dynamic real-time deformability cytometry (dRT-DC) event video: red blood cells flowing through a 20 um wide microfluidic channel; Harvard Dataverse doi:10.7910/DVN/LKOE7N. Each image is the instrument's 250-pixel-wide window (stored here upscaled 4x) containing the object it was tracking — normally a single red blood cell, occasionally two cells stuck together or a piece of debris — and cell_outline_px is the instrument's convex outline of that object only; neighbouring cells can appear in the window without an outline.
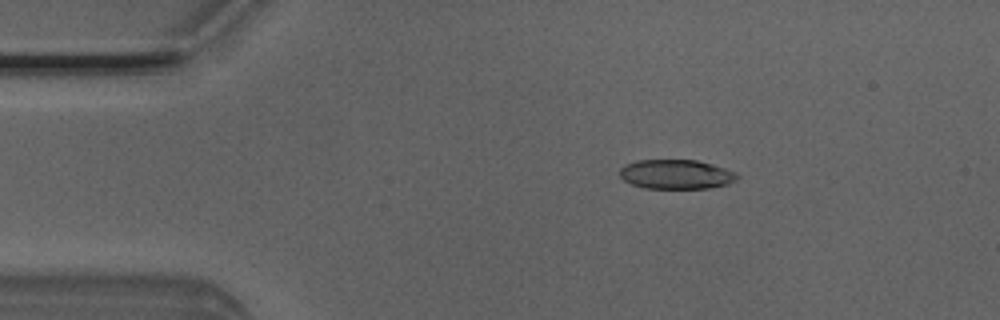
{"species": "Egyptian fruit bat (a non-hibernating species)", "species_latin": "Rousettus aegyptiacus", "temperature_condition": "room temperature", "stored_images_in_passage": 6, "camera_frame_rate_fps": 3000, "um_per_image_px": 0.085, "animal": {"sex": "male"}, "frame": {"image": 1, "passage_image": 3, "time_ms": 0.667, "image_size_px": [1000, 320], "cell_outline_px": [[740, 176], [736, 180], [728, 184], [708, 188], [644, 188], [632, 184], [624, 180], [620, 176], [620, 168], [636, 160], [696, 160], [712, 164], [736, 172]], "centroid_in_image_um": [57.49, 14.81], "position_along_channel_um": 27.5, "area_um2": 20.06}}